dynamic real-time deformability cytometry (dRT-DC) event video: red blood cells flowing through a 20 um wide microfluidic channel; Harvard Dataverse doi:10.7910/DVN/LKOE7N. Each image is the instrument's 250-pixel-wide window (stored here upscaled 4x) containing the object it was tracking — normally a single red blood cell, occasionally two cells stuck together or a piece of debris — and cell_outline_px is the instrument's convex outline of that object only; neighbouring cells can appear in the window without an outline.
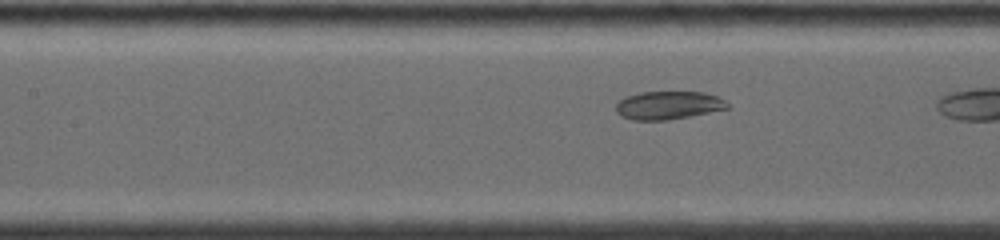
{"species": "common noctule bat (a hibernating species)", "species_latin": "Nyctalus noctula", "temperature_condition": "warm", "stored_images_in_passage": 16, "camera_frame_rate_fps": 5000, "um_per_image_px": 0.085, "animal": {"sex": "female", "body_mass_g": 19.0, "forearm_length_mm": 53.3}, "frame": {"image": 1, "passage_image": 12, "time_ms": 2.8, "image_size_px": [1000, 240], "cell_outline_px": [[732, 108], [668, 120], [632, 120], [620, 116], [616, 112], [616, 104], [620, 100], [628, 96], [640, 92], [704, 92], [720, 96]], "centroid_in_image_um": [56.84, 8.95], "position_along_channel_um": 150.6, "area_um2": 18.44}}